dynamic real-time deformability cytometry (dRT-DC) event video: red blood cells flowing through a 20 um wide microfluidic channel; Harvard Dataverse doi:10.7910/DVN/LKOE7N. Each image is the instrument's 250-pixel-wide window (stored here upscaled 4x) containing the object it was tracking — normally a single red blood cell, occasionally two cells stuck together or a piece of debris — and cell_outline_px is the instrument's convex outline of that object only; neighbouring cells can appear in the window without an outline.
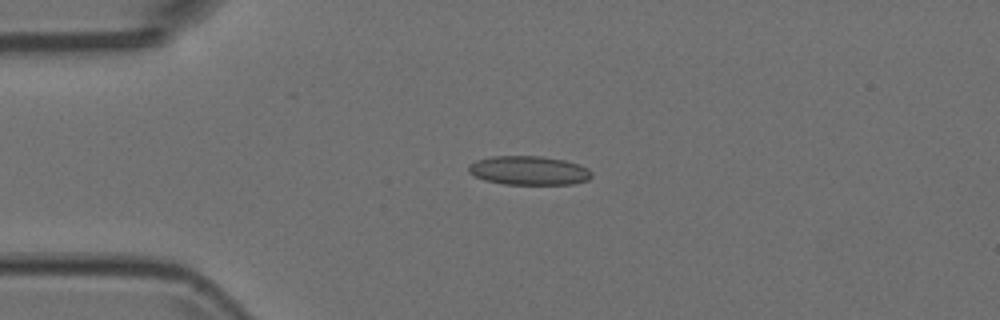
{"species": "Egyptian fruit bat (a non-hibernating species)", "species_latin": "Rousettus aegyptiacus", "temperature_condition": "room temperature", "stored_images_in_passage": 7, "camera_frame_rate_fps": 3000, "um_per_image_px": 0.085, "animal": {"sex": "female"}, "frame": {"image": 1, "passage_image": 3, "time_ms": 0.667, "image_size_px": [1000, 320], "cell_outline_px": [[592, 176], [588, 180], [572, 184], [504, 184], [484, 180], [468, 172], [468, 164], [476, 160], [492, 156], [540, 156], [564, 160], [588, 168], [592, 172]], "centroid_in_image_um": [44.93, 14.49], "position_along_channel_um": 40.1, "area_um2": 20.75}}
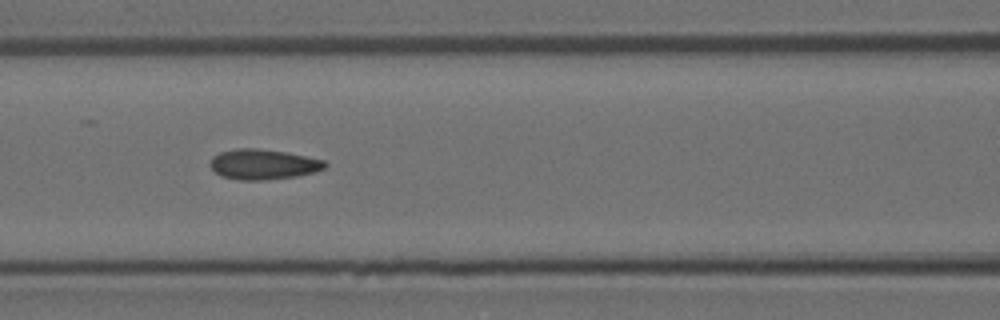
{"frame": {"image": 2, "passage_image": 6, "time_ms": 1.667, "image_size_px": [1000, 320], "cell_outline_px": [[328, 164], [324, 168], [316, 172], [296, 176], [264, 180], [240, 180], [220, 176], [208, 164], [212, 156], [220, 152], [236, 148], [256, 148], [284, 152], [324, 160]], "centroid_in_image_um": [22.34, 13.97], "position_along_channel_um": 144.3, "area_um2": 20.23}}
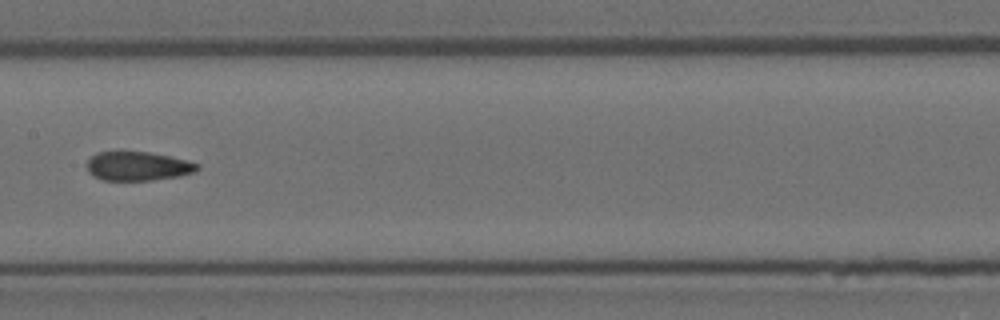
{"frame": {"image": 3, "passage_image": 7, "time_ms": 2.0, "image_size_px": [1000, 320], "cell_outline_px": [[200, 168], [196, 172], [180, 176], [152, 180], [104, 180], [88, 172], [88, 160], [96, 152], [120, 148], [148, 152], [188, 160], [200, 164]], "centroid_in_image_um": [11.72, 14.07], "position_along_channel_um": 195.7, "area_um2": 19.31}}